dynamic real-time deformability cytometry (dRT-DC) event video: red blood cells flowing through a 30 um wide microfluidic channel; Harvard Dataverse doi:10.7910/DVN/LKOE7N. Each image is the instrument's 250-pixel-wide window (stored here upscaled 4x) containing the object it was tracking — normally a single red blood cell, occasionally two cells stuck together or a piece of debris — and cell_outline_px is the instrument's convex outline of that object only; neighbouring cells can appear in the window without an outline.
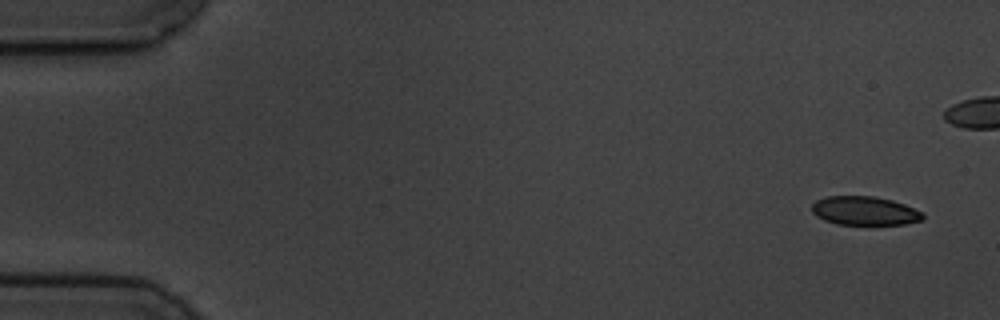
{"species": "common noctule bat (a hibernating species)", "species_latin": "Nyctalus noctula", "temperature_condition": "cold", "stored_images_in_passage": 6, "camera_frame_rate_fps": 3000, "um_per_image_px": 0.085, "animal": {"sex": "male", "body_mass_g": 19.5, "forearm_length_mm": 54.6}, "frame": {"image": 1, "passage_image": 1, "time_ms": 0.0, "image_size_px": [1000, 320], "cell_outline_px": [[924, 220], [904, 224], [872, 228], [836, 224], [824, 220], [816, 216], [812, 212], [812, 204], [816, 200], [828, 196], [872, 196], [892, 200], [904, 204], [924, 212]], "centroid_in_image_um": [73.53, 17.98], "position_along_channel_um": 11.5, "area_um2": 19.65}}
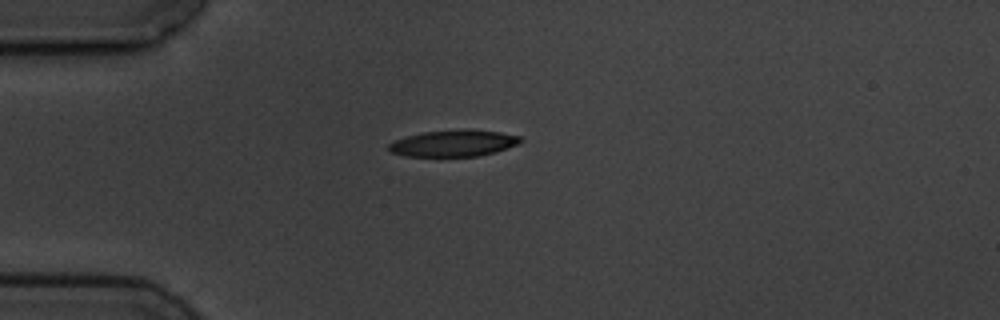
{"frame": {"image": 2, "passage_image": 6, "time_ms": 6.0, "image_size_px": [1000, 320], "cell_outline_px": [[524, 140], [516, 144], [496, 152], [476, 156], [404, 156], [392, 152], [388, 148], [388, 144], [396, 140], [408, 136], [424, 132], [464, 128], [500, 132], [520, 136]], "centroid_in_image_um": [38.57, 12.16], "position_along_channel_um": 46.4, "area_um2": 20.29}}